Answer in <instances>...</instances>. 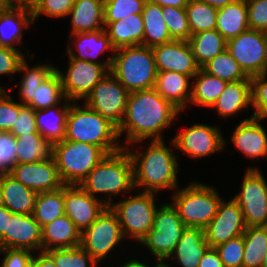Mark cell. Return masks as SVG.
Here are the masks:
<instances>
[{"label":"cell","mask_w":267,"mask_h":267,"mask_svg":"<svg viewBox=\"0 0 267 267\" xmlns=\"http://www.w3.org/2000/svg\"><path fill=\"white\" fill-rule=\"evenodd\" d=\"M180 113L155 88L130 92L123 120L117 127L119 139L125 137L123 148L147 139L164 140L163 132L175 124Z\"/></svg>","instance_id":"6da1fadb"},{"label":"cell","mask_w":267,"mask_h":267,"mask_svg":"<svg viewBox=\"0 0 267 267\" xmlns=\"http://www.w3.org/2000/svg\"><path fill=\"white\" fill-rule=\"evenodd\" d=\"M145 142L148 140L137 141L125 147L133 162L135 191L140 189L139 191L158 194L166 190L173 193L180 183L177 177L180 160L175 155L173 139L170 140L171 147L164 140H150L148 145ZM141 143L144 145L138 146Z\"/></svg>","instance_id":"7a4b0ae2"},{"label":"cell","mask_w":267,"mask_h":267,"mask_svg":"<svg viewBox=\"0 0 267 267\" xmlns=\"http://www.w3.org/2000/svg\"><path fill=\"white\" fill-rule=\"evenodd\" d=\"M79 185L107 207L117 196L135 192L133 162L126 148L107 154Z\"/></svg>","instance_id":"3957f363"},{"label":"cell","mask_w":267,"mask_h":267,"mask_svg":"<svg viewBox=\"0 0 267 267\" xmlns=\"http://www.w3.org/2000/svg\"><path fill=\"white\" fill-rule=\"evenodd\" d=\"M64 139L99 146L108 154L123 148L117 126L84 102L70 101Z\"/></svg>","instance_id":"277c9868"},{"label":"cell","mask_w":267,"mask_h":267,"mask_svg":"<svg viewBox=\"0 0 267 267\" xmlns=\"http://www.w3.org/2000/svg\"><path fill=\"white\" fill-rule=\"evenodd\" d=\"M110 73L129 93L154 88L158 70L152 48L135 45L116 49Z\"/></svg>","instance_id":"5b68a950"},{"label":"cell","mask_w":267,"mask_h":267,"mask_svg":"<svg viewBox=\"0 0 267 267\" xmlns=\"http://www.w3.org/2000/svg\"><path fill=\"white\" fill-rule=\"evenodd\" d=\"M223 198L213 185L189 181L183 188H177L171 195L173 206L186 227L204 229L217 213Z\"/></svg>","instance_id":"8992f818"},{"label":"cell","mask_w":267,"mask_h":267,"mask_svg":"<svg viewBox=\"0 0 267 267\" xmlns=\"http://www.w3.org/2000/svg\"><path fill=\"white\" fill-rule=\"evenodd\" d=\"M108 153L101 147L70 140L53 144V158L64 185H79Z\"/></svg>","instance_id":"52a82bcc"},{"label":"cell","mask_w":267,"mask_h":267,"mask_svg":"<svg viewBox=\"0 0 267 267\" xmlns=\"http://www.w3.org/2000/svg\"><path fill=\"white\" fill-rule=\"evenodd\" d=\"M115 201L110 208L116 213L125 239L136 243L148 234L153 227L154 216L157 210L156 199L158 194L138 191L135 195L129 194Z\"/></svg>","instance_id":"ba28073f"},{"label":"cell","mask_w":267,"mask_h":267,"mask_svg":"<svg viewBox=\"0 0 267 267\" xmlns=\"http://www.w3.org/2000/svg\"><path fill=\"white\" fill-rule=\"evenodd\" d=\"M170 202L157 207L153 227L138 245L145 246L155 261L163 263L173 253L185 224L180 219L177 209Z\"/></svg>","instance_id":"9c48e42d"},{"label":"cell","mask_w":267,"mask_h":267,"mask_svg":"<svg viewBox=\"0 0 267 267\" xmlns=\"http://www.w3.org/2000/svg\"><path fill=\"white\" fill-rule=\"evenodd\" d=\"M125 240L116 213L107 207L102 214L81 233V247L101 265L121 247ZM116 247V248H115Z\"/></svg>","instance_id":"30bf717a"},{"label":"cell","mask_w":267,"mask_h":267,"mask_svg":"<svg viewBox=\"0 0 267 267\" xmlns=\"http://www.w3.org/2000/svg\"><path fill=\"white\" fill-rule=\"evenodd\" d=\"M260 168H246L240 191L233 197L243 212L247 227L267 226V179Z\"/></svg>","instance_id":"8fae6325"},{"label":"cell","mask_w":267,"mask_h":267,"mask_svg":"<svg viewBox=\"0 0 267 267\" xmlns=\"http://www.w3.org/2000/svg\"><path fill=\"white\" fill-rule=\"evenodd\" d=\"M226 50L249 78L267 73V32L247 29L227 40Z\"/></svg>","instance_id":"7c38bea8"},{"label":"cell","mask_w":267,"mask_h":267,"mask_svg":"<svg viewBox=\"0 0 267 267\" xmlns=\"http://www.w3.org/2000/svg\"><path fill=\"white\" fill-rule=\"evenodd\" d=\"M176 150L186 154L193 160L202 159L219 153L227 148V138L216 125L195 123L180 133L172 136Z\"/></svg>","instance_id":"4fadbf2b"},{"label":"cell","mask_w":267,"mask_h":267,"mask_svg":"<svg viewBox=\"0 0 267 267\" xmlns=\"http://www.w3.org/2000/svg\"><path fill=\"white\" fill-rule=\"evenodd\" d=\"M66 71H60L55 65L58 73L64 97L71 102H83L92 89L107 76L110 71L102 64H97L79 59H68Z\"/></svg>","instance_id":"5bb4252c"},{"label":"cell","mask_w":267,"mask_h":267,"mask_svg":"<svg viewBox=\"0 0 267 267\" xmlns=\"http://www.w3.org/2000/svg\"><path fill=\"white\" fill-rule=\"evenodd\" d=\"M128 96L129 92L109 73L83 102L118 127L125 114Z\"/></svg>","instance_id":"9a60e30c"},{"label":"cell","mask_w":267,"mask_h":267,"mask_svg":"<svg viewBox=\"0 0 267 267\" xmlns=\"http://www.w3.org/2000/svg\"><path fill=\"white\" fill-rule=\"evenodd\" d=\"M226 200H221L216 215L204 228L205 239L210 248L243 235L247 228L239 204L233 198L228 202Z\"/></svg>","instance_id":"2e32d148"},{"label":"cell","mask_w":267,"mask_h":267,"mask_svg":"<svg viewBox=\"0 0 267 267\" xmlns=\"http://www.w3.org/2000/svg\"><path fill=\"white\" fill-rule=\"evenodd\" d=\"M42 251V227L32 214L12 213L8 209L7 230L0 237V249Z\"/></svg>","instance_id":"e0dca14e"},{"label":"cell","mask_w":267,"mask_h":267,"mask_svg":"<svg viewBox=\"0 0 267 267\" xmlns=\"http://www.w3.org/2000/svg\"><path fill=\"white\" fill-rule=\"evenodd\" d=\"M66 54L68 59H79L104 65L109 71L113 62L115 48L112 46L105 29L78 32L68 36ZM70 41V42H69ZM73 44V45H72ZM75 49V50H74ZM106 60L98 61V57L104 53L109 54Z\"/></svg>","instance_id":"ac0fdd59"},{"label":"cell","mask_w":267,"mask_h":267,"mask_svg":"<svg viewBox=\"0 0 267 267\" xmlns=\"http://www.w3.org/2000/svg\"><path fill=\"white\" fill-rule=\"evenodd\" d=\"M107 206L86 192L80 185H64L65 214L81 233L88 228Z\"/></svg>","instance_id":"d6986e66"},{"label":"cell","mask_w":267,"mask_h":267,"mask_svg":"<svg viewBox=\"0 0 267 267\" xmlns=\"http://www.w3.org/2000/svg\"><path fill=\"white\" fill-rule=\"evenodd\" d=\"M158 72H176L193 78L200 67L188 41L173 40L152 47Z\"/></svg>","instance_id":"ffe728a7"},{"label":"cell","mask_w":267,"mask_h":267,"mask_svg":"<svg viewBox=\"0 0 267 267\" xmlns=\"http://www.w3.org/2000/svg\"><path fill=\"white\" fill-rule=\"evenodd\" d=\"M9 174L37 193L55 191L64 186L54 158L33 163H17Z\"/></svg>","instance_id":"44dd1931"},{"label":"cell","mask_w":267,"mask_h":267,"mask_svg":"<svg viewBox=\"0 0 267 267\" xmlns=\"http://www.w3.org/2000/svg\"><path fill=\"white\" fill-rule=\"evenodd\" d=\"M262 122L251 115L235 125L231 133L230 142L236 150L253 162L267 157V131Z\"/></svg>","instance_id":"7402d4cb"},{"label":"cell","mask_w":267,"mask_h":267,"mask_svg":"<svg viewBox=\"0 0 267 267\" xmlns=\"http://www.w3.org/2000/svg\"><path fill=\"white\" fill-rule=\"evenodd\" d=\"M34 25L32 9L26 8L14 0L4 9L0 10V46L14 48L24 46L22 42L23 31Z\"/></svg>","instance_id":"603a6c76"},{"label":"cell","mask_w":267,"mask_h":267,"mask_svg":"<svg viewBox=\"0 0 267 267\" xmlns=\"http://www.w3.org/2000/svg\"><path fill=\"white\" fill-rule=\"evenodd\" d=\"M251 107V81H236L227 83L211 109L216 110L220 118L228 119L244 111L249 112Z\"/></svg>","instance_id":"cb8c5ba5"},{"label":"cell","mask_w":267,"mask_h":267,"mask_svg":"<svg viewBox=\"0 0 267 267\" xmlns=\"http://www.w3.org/2000/svg\"><path fill=\"white\" fill-rule=\"evenodd\" d=\"M209 248L204 229L186 227L173 253L165 262L170 260L169 262L178 263L182 267H198L200 259Z\"/></svg>","instance_id":"d4e9b609"},{"label":"cell","mask_w":267,"mask_h":267,"mask_svg":"<svg viewBox=\"0 0 267 267\" xmlns=\"http://www.w3.org/2000/svg\"><path fill=\"white\" fill-rule=\"evenodd\" d=\"M155 90L181 112L190 107L192 78L185 74L166 71L158 72Z\"/></svg>","instance_id":"484cf974"},{"label":"cell","mask_w":267,"mask_h":267,"mask_svg":"<svg viewBox=\"0 0 267 267\" xmlns=\"http://www.w3.org/2000/svg\"><path fill=\"white\" fill-rule=\"evenodd\" d=\"M81 245V231L66 215L42 227V251L74 248Z\"/></svg>","instance_id":"4316f807"},{"label":"cell","mask_w":267,"mask_h":267,"mask_svg":"<svg viewBox=\"0 0 267 267\" xmlns=\"http://www.w3.org/2000/svg\"><path fill=\"white\" fill-rule=\"evenodd\" d=\"M68 17L71 18L69 35L105 29L104 0H75Z\"/></svg>","instance_id":"83f0119b"},{"label":"cell","mask_w":267,"mask_h":267,"mask_svg":"<svg viewBox=\"0 0 267 267\" xmlns=\"http://www.w3.org/2000/svg\"><path fill=\"white\" fill-rule=\"evenodd\" d=\"M70 101L64 99L59 105L35 110L37 131L53 144L64 140Z\"/></svg>","instance_id":"f1b7e54d"},{"label":"cell","mask_w":267,"mask_h":267,"mask_svg":"<svg viewBox=\"0 0 267 267\" xmlns=\"http://www.w3.org/2000/svg\"><path fill=\"white\" fill-rule=\"evenodd\" d=\"M112 46L115 49L144 45V22L142 14H130L105 27Z\"/></svg>","instance_id":"f546056e"},{"label":"cell","mask_w":267,"mask_h":267,"mask_svg":"<svg viewBox=\"0 0 267 267\" xmlns=\"http://www.w3.org/2000/svg\"><path fill=\"white\" fill-rule=\"evenodd\" d=\"M4 206L12 213H33L38 193L24 186L9 173L1 175Z\"/></svg>","instance_id":"4dcf8cb0"},{"label":"cell","mask_w":267,"mask_h":267,"mask_svg":"<svg viewBox=\"0 0 267 267\" xmlns=\"http://www.w3.org/2000/svg\"><path fill=\"white\" fill-rule=\"evenodd\" d=\"M31 56L33 57L31 58ZM28 60H35L34 53L27 56L19 66L18 73L22 74L23 72V76L15 85H18V99L23 105H28L33 100L34 90L55 71L54 64H40V62L38 64L37 62L36 65L30 66Z\"/></svg>","instance_id":"1f68e13d"},{"label":"cell","mask_w":267,"mask_h":267,"mask_svg":"<svg viewBox=\"0 0 267 267\" xmlns=\"http://www.w3.org/2000/svg\"><path fill=\"white\" fill-rule=\"evenodd\" d=\"M249 29L246 0L228 4L218 9L216 30L226 39L237 37Z\"/></svg>","instance_id":"d6a6232c"},{"label":"cell","mask_w":267,"mask_h":267,"mask_svg":"<svg viewBox=\"0 0 267 267\" xmlns=\"http://www.w3.org/2000/svg\"><path fill=\"white\" fill-rule=\"evenodd\" d=\"M228 82L206 73L202 68L192 78V95L189 105L212 108Z\"/></svg>","instance_id":"836d02e7"},{"label":"cell","mask_w":267,"mask_h":267,"mask_svg":"<svg viewBox=\"0 0 267 267\" xmlns=\"http://www.w3.org/2000/svg\"><path fill=\"white\" fill-rule=\"evenodd\" d=\"M188 43L200 68L226 50L227 40L215 29L191 35Z\"/></svg>","instance_id":"e575fe53"},{"label":"cell","mask_w":267,"mask_h":267,"mask_svg":"<svg viewBox=\"0 0 267 267\" xmlns=\"http://www.w3.org/2000/svg\"><path fill=\"white\" fill-rule=\"evenodd\" d=\"M17 163H33L53 158V143L40 133L16 136Z\"/></svg>","instance_id":"d590c367"},{"label":"cell","mask_w":267,"mask_h":267,"mask_svg":"<svg viewBox=\"0 0 267 267\" xmlns=\"http://www.w3.org/2000/svg\"><path fill=\"white\" fill-rule=\"evenodd\" d=\"M142 17L145 46L152 48L173 41L164 21L162 6L146 2L142 11Z\"/></svg>","instance_id":"8d00e7d4"},{"label":"cell","mask_w":267,"mask_h":267,"mask_svg":"<svg viewBox=\"0 0 267 267\" xmlns=\"http://www.w3.org/2000/svg\"><path fill=\"white\" fill-rule=\"evenodd\" d=\"M65 214L64 186L55 191L38 193L32 216L41 227Z\"/></svg>","instance_id":"74e56055"},{"label":"cell","mask_w":267,"mask_h":267,"mask_svg":"<svg viewBox=\"0 0 267 267\" xmlns=\"http://www.w3.org/2000/svg\"><path fill=\"white\" fill-rule=\"evenodd\" d=\"M242 267H262L267 252V226L247 227Z\"/></svg>","instance_id":"f35d334b"},{"label":"cell","mask_w":267,"mask_h":267,"mask_svg":"<svg viewBox=\"0 0 267 267\" xmlns=\"http://www.w3.org/2000/svg\"><path fill=\"white\" fill-rule=\"evenodd\" d=\"M202 69L226 82L250 81L238 62L225 50L205 64Z\"/></svg>","instance_id":"ab89813d"},{"label":"cell","mask_w":267,"mask_h":267,"mask_svg":"<svg viewBox=\"0 0 267 267\" xmlns=\"http://www.w3.org/2000/svg\"><path fill=\"white\" fill-rule=\"evenodd\" d=\"M191 35L216 29L218 9L200 0H189L185 7Z\"/></svg>","instance_id":"60d3db41"},{"label":"cell","mask_w":267,"mask_h":267,"mask_svg":"<svg viewBox=\"0 0 267 267\" xmlns=\"http://www.w3.org/2000/svg\"><path fill=\"white\" fill-rule=\"evenodd\" d=\"M65 99L61 80L56 70L34 90L33 100L28 104L34 110L59 105Z\"/></svg>","instance_id":"b9f144b4"},{"label":"cell","mask_w":267,"mask_h":267,"mask_svg":"<svg viewBox=\"0 0 267 267\" xmlns=\"http://www.w3.org/2000/svg\"><path fill=\"white\" fill-rule=\"evenodd\" d=\"M45 252L53 259L55 267H100L81 246Z\"/></svg>","instance_id":"7bdbcfd3"},{"label":"cell","mask_w":267,"mask_h":267,"mask_svg":"<svg viewBox=\"0 0 267 267\" xmlns=\"http://www.w3.org/2000/svg\"><path fill=\"white\" fill-rule=\"evenodd\" d=\"M162 14L173 40L188 41L190 39L191 32L185 8L163 6Z\"/></svg>","instance_id":"ee69618b"},{"label":"cell","mask_w":267,"mask_h":267,"mask_svg":"<svg viewBox=\"0 0 267 267\" xmlns=\"http://www.w3.org/2000/svg\"><path fill=\"white\" fill-rule=\"evenodd\" d=\"M146 0H104V26L130 14H142Z\"/></svg>","instance_id":"f6af8a7d"},{"label":"cell","mask_w":267,"mask_h":267,"mask_svg":"<svg viewBox=\"0 0 267 267\" xmlns=\"http://www.w3.org/2000/svg\"><path fill=\"white\" fill-rule=\"evenodd\" d=\"M252 94V117L258 120L267 119V73L250 78Z\"/></svg>","instance_id":"bcb514c9"},{"label":"cell","mask_w":267,"mask_h":267,"mask_svg":"<svg viewBox=\"0 0 267 267\" xmlns=\"http://www.w3.org/2000/svg\"><path fill=\"white\" fill-rule=\"evenodd\" d=\"M244 236L240 235L214 247L224 267H242L244 254Z\"/></svg>","instance_id":"7dc6e473"},{"label":"cell","mask_w":267,"mask_h":267,"mask_svg":"<svg viewBox=\"0 0 267 267\" xmlns=\"http://www.w3.org/2000/svg\"><path fill=\"white\" fill-rule=\"evenodd\" d=\"M75 0H41L32 8L34 24L42 16L54 19L66 18Z\"/></svg>","instance_id":"c3c4849f"},{"label":"cell","mask_w":267,"mask_h":267,"mask_svg":"<svg viewBox=\"0 0 267 267\" xmlns=\"http://www.w3.org/2000/svg\"><path fill=\"white\" fill-rule=\"evenodd\" d=\"M8 90L0 91V132H10L23 104L13 100Z\"/></svg>","instance_id":"681fc988"},{"label":"cell","mask_w":267,"mask_h":267,"mask_svg":"<svg viewBox=\"0 0 267 267\" xmlns=\"http://www.w3.org/2000/svg\"><path fill=\"white\" fill-rule=\"evenodd\" d=\"M16 150V137L10 132H0V176L17 164Z\"/></svg>","instance_id":"f907efd6"},{"label":"cell","mask_w":267,"mask_h":267,"mask_svg":"<svg viewBox=\"0 0 267 267\" xmlns=\"http://www.w3.org/2000/svg\"><path fill=\"white\" fill-rule=\"evenodd\" d=\"M29 51L27 50V54L24 55L23 51L0 46V76H14L18 73L22 61L30 55Z\"/></svg>","instance_id":"816d5d0a"},{"label":"cell","mask_w":267,"mask_h":267,"mask_svg":"<svg viewBox=\"0 0 267 267\" xmlns=\"http://www.w3.org/2000/svg\"><path fill=\"white\" fill-rule=\"evenodd\" d=\"M249 29L267 32V0H246Z\"/></svg>","instance_id":"f5cc1de1"},{"label":"cell","mask_w":267,"mask_h":267,"mask_svg":"<svg viewBox=\"0 0 267 267\" xmlns=\"http://www.w3.org/2000/svg\"><path fill=\"white\" fill-rule=\"evenodd\" d=\"M0 267H32L35 253L26 249H0Z\"/></svg>","instance_id":"db71d44e"},{"label":"cell","mask_w":267,"mask_h":267,"mask_svg":"<svg viewBox=\"0 0 267 267\" xmlns=\"http://www.w3.org/2000/svg\"><path fill=\"white\" fill-rule=\"evenodd\" d=\"M10 133L15 137L24 134L39 133L36 126L35 110L31 106L23 105L20 108L18 118H16Z\"/></svg>","instance_id":"11a10c76"},{"label":"cell","mask_w":267,"mask_h":267,"mask_svg":"<svg viewBox=\"0 0 267 267\" xmlns=\"http://www.w3.org/2000/svg\"><path fill=\"white\" fill-rule=\"evenodd\" d=\"M198 267H224L215 248H209L200 259Z\"/></svg>","instance_id":"9f6ffc18"},{"label":"cell","mask_w":267,"mask_h":267,"mask_svg":"<svg viewBox=\"0 0 267 267\" xmlns=\"http://www.w3.org/2000/svg\"><path fill=\"white\" fill-rule=\"evenodd\" d=\"M32 267H55L53 259L44 251L35 252Z\"/></svg>","instance_id":"6f0895ef"},{"label":"cell","mask_w":267,"mask_h":267,"mask_svg":"<svg viewBox=\"0 0 267 267\" xmlns=\"http://www.w3.org/2000/svg\"><path fill=\"white\" fill-rule=\"evenodd\" d=\"M189 0H146L151 4H158L160 6H171L177 8H185Z\"/></svg>","instance_id":"680465c9"},{"label":"cell","mask_w":267,"mask_h":267,"mask_svg":"<svg viewBox=\"0 0 267 267\" xmlns=\"http://www.w3.org/2000/svg\"><path fill=\"white\" fill-rule=\"evenodd\" d=\"M121 263H119L121 265V266L119 265V267H152L154 265V263L152 265L151 264L149 265L148 262L144 263V260L142 262V260H139L137 258L136 259L129 258L127 261L125 260V262H121Z\"/></svg>","instance_id":"91938a15"},{"label":"cell","mask_w":267,"mask_h":267,"mask_svg":"<svg viewBox=\"0 0 267 267\" xmlns=\"http://www.w3.org/2000/svg\"><path fill=\"white\" fill-rule=\"evenodd\" d=\"M8 224V208L5 206L0 207V237L7 230Z\"/></svg>","instance_id":"94428289"},{"label":"cell","mask_w":267,"mask_h":267,"mask_svg":"<svg viewBox=\"0 0 267 267\" xmlns=\"http://www.w3.org/2000/svg\"><path fill=\"white\" fill-rule=\"evenodd\" d=\"M200 1L205 2V3L209 4L212 7H215L217 9H219L221 7H224V6L228 5V4L237 2L239 0H200Z\"/></svg>","instance_id":"6125c7cd"},{"label":"cell","mask_w":267,"mask_h":267,"mask_svg":"<svg viewBox=\"0 0 267 267\" xmlns=\"http://www.w3.org/2000/svg\"><path fill=\"white\" fill-rule=\"evenodd\" d=\"M16 3L32 9L41 0H14Z\"/></svg>","instance_id":"be15d7a7"},{"label":"cell","mask_w":267,"mask_h":267,"mask_svg":"<svg viewBox=\"0 0 267 267\" xmlns=\"http://www.w3.org/2000/svg\"><path fill=\"white\" fill-rule=\"evenodd\" d=\"M13 0H0V10L6 8Z\"/></svg>","instance_id":"e7e4bbea"},{"label":"cell","mask_w":267,"mask_h":267,"mask_svg":"<svg viewBox=\"0 0 267 267\" xmlns=\"http://www.w3.org/2000/svg\"><path fill=\"white\" fill-rule=\"evenodd\" d=\"M153 267H172V265H169L167 262L160 263V262L154 261Z\"/></svg>","instance_id":"03108f58"},{"label":"cell","mask_w":267,"mask_h":267,"mask_svg":"<svg viewBox=\"0 0 267 267\" xmlns=\"http://www.w3.org/2000/svg\"><path fill=\"white\" fill-rule=\"evenodd\" d=\"M2 206H4V202H3V193L1 188V176H0V207Z\"/></svg>","instance_id":"003e7915"},{"label":"cell","mask_w":267,"mask_h":267,"mask_svg":"<svg viewBox=\"0 0 267 267\" xmlns=\"http://www.w3.org/2000/svg\"><path fill=\"white\" fill-rule=\"evenodd\" d=\"M262 267H267V252H266V255H265L264 259H263Z\"/></svg>","instance_id":"a7ac6f4b"},{"label":"cell","mask_w":267,"mask_h":267,"mask_svg":"<svg viewBox=\"0 0 267 267\" xmlns=\"http://www.w3.org/2000/svg\"><path fill=\"white\" fill-rule=\"evenodd\" d=\"M1 85H2V84H0V91H1V90H6V88H5L4 86L2 87Z\"/></svg>","instance_id":"89a4df30"}]
</instances>
